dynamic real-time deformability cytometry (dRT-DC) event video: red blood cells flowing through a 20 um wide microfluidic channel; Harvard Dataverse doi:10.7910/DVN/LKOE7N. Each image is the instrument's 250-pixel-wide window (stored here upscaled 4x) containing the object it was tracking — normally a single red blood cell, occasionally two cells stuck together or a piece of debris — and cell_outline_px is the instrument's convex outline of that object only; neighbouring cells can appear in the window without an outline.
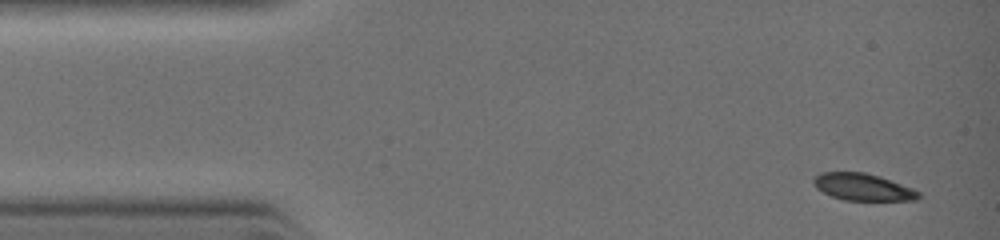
{"species": "common noctule bat (a hibernating species)", "species_latin": "Nyctalus noctula", "temperature_condition": "warm", "stored_images_in_passage": 5, "camera_frame_rate_fps": 3000, "um_per_image_px": 0.085, "animal": {"sex": "female", "body_mass_g": 19.0, "forearm_length_mm": 51.5}, "frame": {"image": 1, "passage_image": 1, "time_ms": 0.0, "image_size_px": [1000, 240], "cell_outline_px": [[920, 196], [916, 200], [844, 200], [832, 196], [816, 188], [812, 180], [816, 176], [824, 172], [864, 172], [880, 176], [912, 188], [920, 192]], "centroid_in_image_um": [73.35, 15.89], "position_along_channel_um": 11.7, "area_um2": 16.36}}
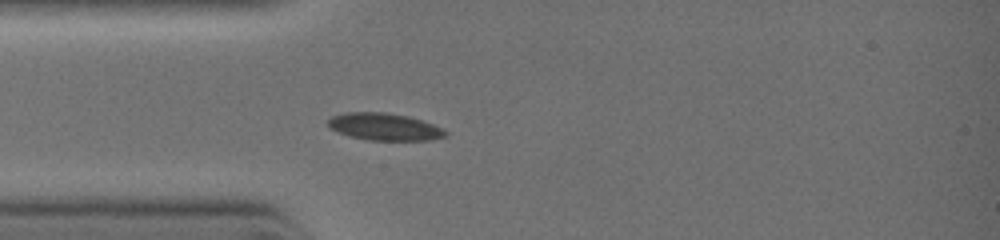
{"frame": {"image": 2, "passage_image": 5, "time_ms": 2.333, "image_size_px": [1000, 240], "cell_outline_px": [[448, 132], [444, 136], [428, 140], [368, 140], [348, 136], [332, 128], [328, 124], [328, 120], [332, 116], [348, 112], [384, 112], [408, 116], [432, 124]], "centroid_in_image_um": [32.65, 10.77], "position_along_channel_um": 52.3, "area_um2": 18.26}}